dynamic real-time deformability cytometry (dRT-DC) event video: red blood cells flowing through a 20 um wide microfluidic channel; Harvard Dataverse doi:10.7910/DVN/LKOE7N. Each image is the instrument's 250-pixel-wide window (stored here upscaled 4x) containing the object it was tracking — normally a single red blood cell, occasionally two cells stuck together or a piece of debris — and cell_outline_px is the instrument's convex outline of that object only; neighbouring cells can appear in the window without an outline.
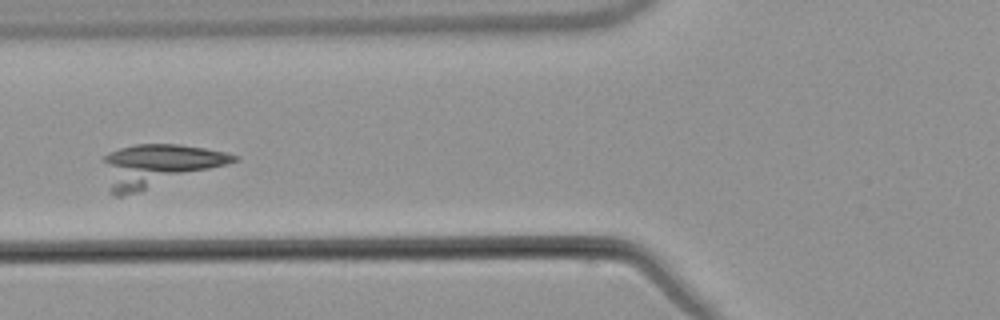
{"species": "common noctule bat (a hibernating species)", "species_latin": "Nyctalus noctula", "temperature_condition": "warm", "stored_images_in_passage": 7, "camera_frame_rate_fps": 3000, "um_per_image_px": 0.085, "animal": {"sex": "male", "body_mass_g": 21.5, "forearm_length_mm": 52.0}, "frame": {"image": 1, "passage_image": 7, "time_ms": 7.0, "image_size_px": [1000, 320], "cell_outline_px": [[240, 160], [228, 164], [120, 196], [116, 196], [108, 192], [104, 160], [104, 156], [108, 152], [120, 148], [136, 144], [180, 144], [204, 148], [224, 152], [240, 156]], "centroid_in_image_um": [13.43, 14.04], "position_along_channel_um": 112.4, "area_um2": 31.56}}